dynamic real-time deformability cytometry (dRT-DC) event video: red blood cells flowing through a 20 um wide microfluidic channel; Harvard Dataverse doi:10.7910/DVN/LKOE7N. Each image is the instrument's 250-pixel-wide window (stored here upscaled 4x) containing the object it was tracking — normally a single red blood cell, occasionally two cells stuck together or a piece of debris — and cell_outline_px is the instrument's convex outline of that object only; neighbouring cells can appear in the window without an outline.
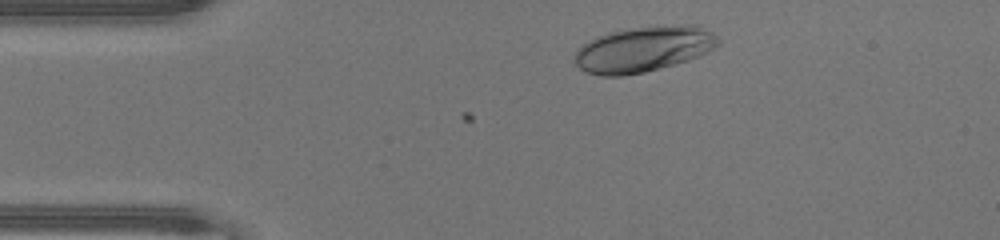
{"species": "human", "species_latin": "Homo sapiens", "temperature_condition": "warm", "stored_images_in_passage": 33, "camera_frame_rate_fps": 3000, "um_per_image_px": 0.085, "donor": {"sex": "male"}, "frame": {"image": 1, "passage_image": 3, "time_ms": 0.667, "image_size_px": [1000, 240], "cell_outline_px": [[720, 44], [708, 52], [700, 56], [676, 64], [644, 72], [620, 76], [600, 76], [588, 72], [580, 68], [572, 60], [572, 56], [588, 40], [596, 36], [608, 32], [628, 28], [684, 24], [700, 24], [712, 32], [720, 40]], "centroid_in_image_um": [54.72, 4.16], "position_along_channel_um": 30.3, "area_um2": 38.55}}
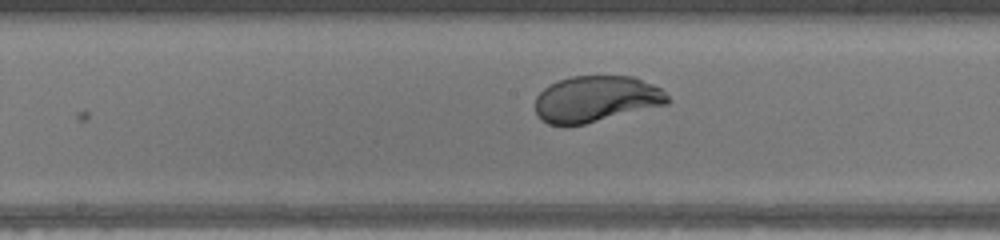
{"frame": {"image": 2, "passage_image": 18, "time_ms": 5.667, "image_size_px": [1000, 240], "cell_outline_px": [[672, 100], [668, 104], [584, 124], [548, 124], [540, 120], [536, 112], [536, 96], [548, 84], [572, 76], [632, 76], [652, 84], [660, 88]], "centroid_in_image_um": [50.67, 8.41], "position_along_channel_um": 197.5, "area_um2": 35.49}}
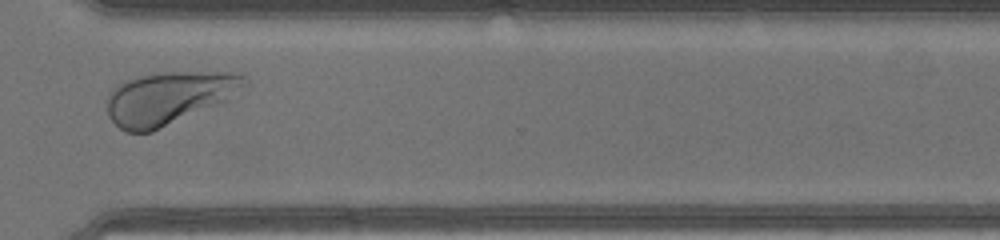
{"frame": {"image": 3, "passage_image": 29, "time_ms": 9.333, "image_size_px": [1000, 240], "cell_outline_px": [[248, 84], [228, 100], [152, 132], [128, 132], [120, 128], [108, 116], [104, 100], [108, 92], [116, 84], [124, 80], [152, 72], [236, 72], [248, 76]], "centroid_in_image_um": [14.32, 8.3], "position_along_channel_um": 356.3, "area_um2": 43.0}, "authors_computed_cell_mechanics": {"area_um2": 36.4718, "velocity_mm_per_s": 4.3421, "shape_relaxation_time_tau1_ms": 2.0727, "shape_relaxation_time_tau2_ms": null, "deformation_change_tau1": 0.1594, "deformation_change_tau2": null}}